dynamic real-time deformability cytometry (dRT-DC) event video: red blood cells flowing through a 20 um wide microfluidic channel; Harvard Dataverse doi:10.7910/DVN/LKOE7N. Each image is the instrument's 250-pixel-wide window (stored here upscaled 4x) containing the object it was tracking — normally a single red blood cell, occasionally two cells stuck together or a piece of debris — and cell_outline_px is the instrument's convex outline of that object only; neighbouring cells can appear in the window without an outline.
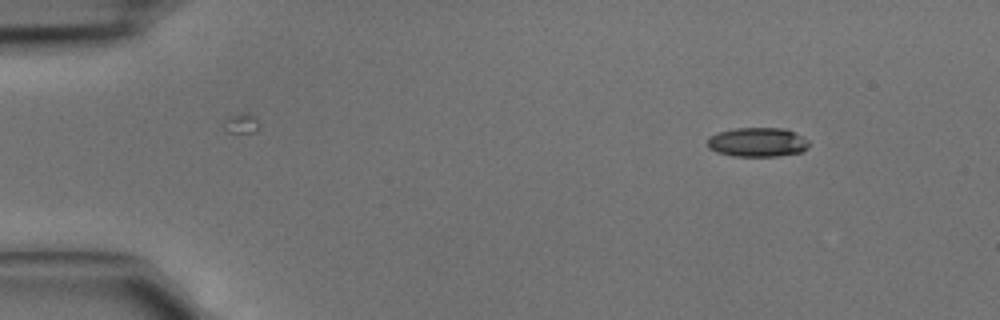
{"species": "common noctule bat (a hibernating species)", "species_latin": "Nyctalus noctula", "temperature_condition": "cold", "stored_images_in_passage": 3, "camera_frame_rate_fps": 3000, "um_per_image_px": 0.085, "animal": {"sex": "male", "body_mass_g": 15.6}, "frame": {"image": 1, "passage_image": 1, "time_ms": 0.0, "image_size_px": [1000, 320], "cell_outline_px": [[808, 148], [800, 152], [776, 156], [732, 156], [716, 152], [708, 148], [708, 136], [716, 132], [732, 128], [784, 128], [808, 140]], "centroid_in_image_um": [64.32, 12.08], "position_along_channel_um": 20.7, "area_um2": 17.34}}
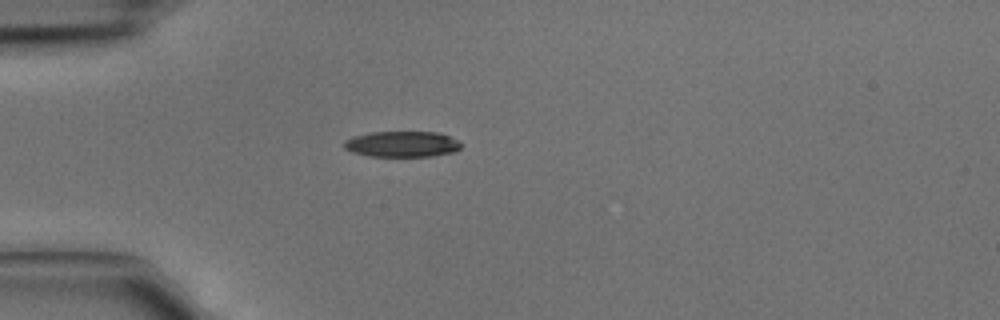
{"frame": {"image": 2, "passage_image": 3, "time_ms": 0.667, "image_size_px": [1000, 320], "cell_outline_px": [[464, 144], [456, 152], [432, 156], [368, 156], [352, 152], [344, 148], [344, 140], [352, 136], [368, 132], [436, 132], [448, 136]], "centroid_in_image_um": [34.16, 12.25], "position_along_channel_um": 50.8, "area_um2": 17.74}}